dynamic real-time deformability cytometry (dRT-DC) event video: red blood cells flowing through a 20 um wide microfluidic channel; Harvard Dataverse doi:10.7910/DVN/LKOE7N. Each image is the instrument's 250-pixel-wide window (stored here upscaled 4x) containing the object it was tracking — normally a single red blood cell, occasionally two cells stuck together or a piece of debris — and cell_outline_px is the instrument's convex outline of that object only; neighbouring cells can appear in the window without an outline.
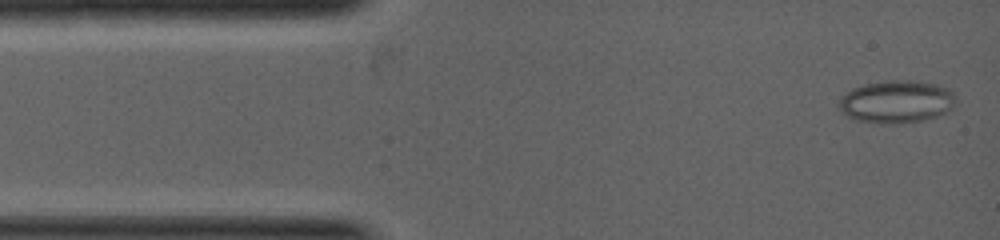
{"species": "common noctule bat (a hibernating species)", "species_latin": "Nyctalus noctula", "temperature_condition": "warm", "stored_images_in_passage": 3, "camera_frame_rate_fps": 5000, "um_per_image_px": 0.085, "animal": {"sex": "female", "body_mass_g": 19.0, "forearm_length_mm": 53.3}, "frame": {"image": 1, "passage_image": 1, "time_ms": 0.0, "image_size_px": [1000, 240], "cell_outline_px": [[956, 100], [952, 108], [936, 116], [924, 120], [896, 124], [880, 124], [860, 120], [848, 116], [840, 112], [836, 108], [840, 96], [852, 88], [864, 84], [888, 80], [908, 80], [936, 84], [952, 92]], "centroid_in_image_um": [76.13, 8.65], "position_along_channel_um": 8.9, "area_um2": 29.13}}
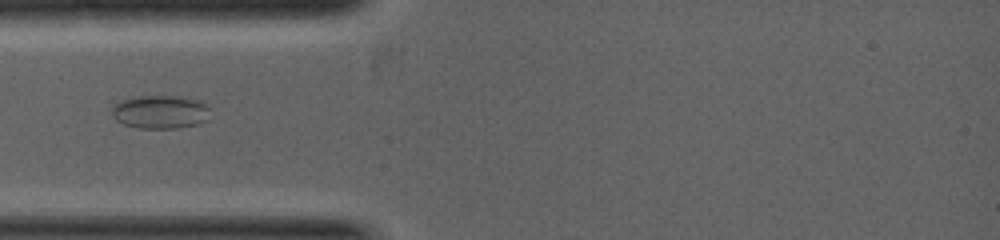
{"frame": {"image": 2, "passage_image": 3, "time_ms": 1.8, "image_size_px": [1000, 240], "cell_outline_px": [[212, 108], [208, 120], [196, 124], [176, 128], [140, 128], [124, 124], [116, 120], [112, 116], [112, 104], [120, 100], [136, 96], [180, 96], [200, 100]], "centroid_in_image_um": [13.65, 9.5], "position_along_channel_um": 71.4, "area_um2": 19.48}}